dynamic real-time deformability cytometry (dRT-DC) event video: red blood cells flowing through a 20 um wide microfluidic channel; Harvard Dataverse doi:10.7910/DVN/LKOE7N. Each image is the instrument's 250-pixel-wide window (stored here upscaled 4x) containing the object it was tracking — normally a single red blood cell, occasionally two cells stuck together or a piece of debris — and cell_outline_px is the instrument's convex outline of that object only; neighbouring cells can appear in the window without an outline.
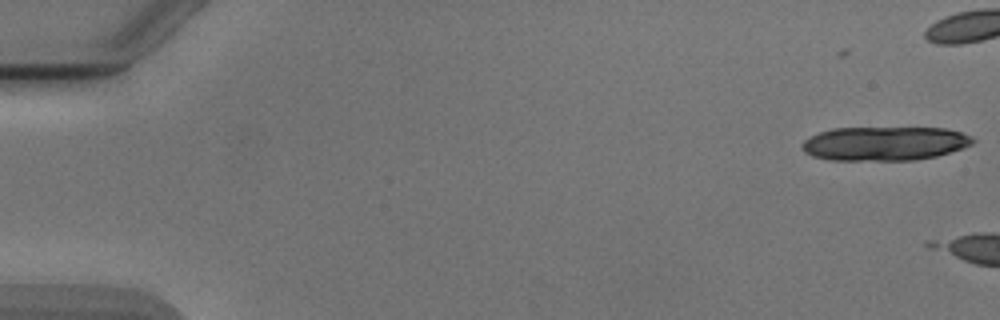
{"species": "Egyptian fruit bat (a non-hibernating species)", "species_latin": "Rousettus aegyptiacus", "temperature_condition": "cold", "stored_images_in_passage": 2, "camera_frame_rate_fps": 3000, "um_per_image_px": 0.085, "animal": {"sex": "male"}, "frame": {"image": 1, "passage_image": 1, "time_ms": 0.0, "image_size_px": [1000, 320], "cell_outline_px": [[976, 140], [972, 144], [936, 156], [912, 160], [828, 160], [812, 156], [804, 152], [800, 148], [804, 140], [820, 132], [832, 128], [944, 128], [960, 132], [972, 136]], "centroid_in_image_um": [75.15, 12.2], "position_along_channel_um": 9.8, "area_um2": 33.76}}